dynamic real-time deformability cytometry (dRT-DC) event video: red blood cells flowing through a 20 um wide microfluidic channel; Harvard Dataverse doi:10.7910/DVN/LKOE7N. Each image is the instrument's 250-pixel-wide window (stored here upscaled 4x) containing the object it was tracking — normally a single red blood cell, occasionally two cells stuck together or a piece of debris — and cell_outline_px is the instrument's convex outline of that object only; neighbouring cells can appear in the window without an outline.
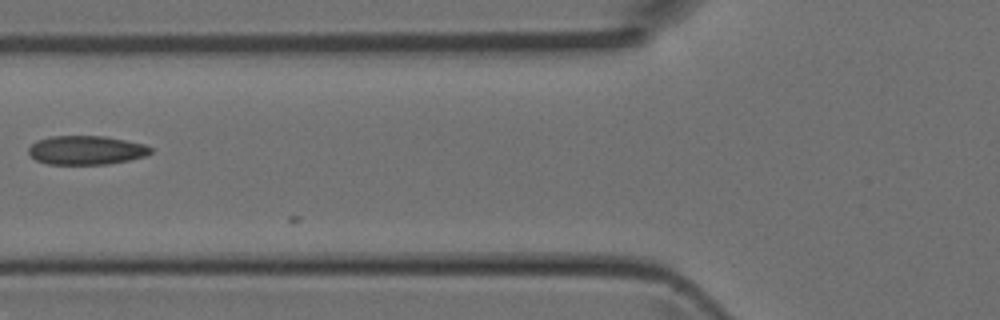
{"species": "Egyptian fruit bat (a non-hibernating species)", "species_latin": "Rousettus aegyptiacus", "temperature_condition": "room temperature", "stored_images_in_passage": 3, "camera_frame_rate_fps": 3000, "um_per_image_px": 0.085, "animal": {"sex": "female"}, "frame": {"image": 1, "passage_image": 3, "time_ms": 0.667, "image_size_px": [1000, 320], "cell_outline_px": [[152, 152], [144, 156], [128, 160], [108, 164], [48, 164], [36, 160], [28, 152], [28, 148], [36, 140], [52, 136], [104, 136], [144, 144], [152, 148]], "centroid_in_image_um": [7.31, 12.76], "position_along_channel_um": 118.5, "area_um2": 20.46}}